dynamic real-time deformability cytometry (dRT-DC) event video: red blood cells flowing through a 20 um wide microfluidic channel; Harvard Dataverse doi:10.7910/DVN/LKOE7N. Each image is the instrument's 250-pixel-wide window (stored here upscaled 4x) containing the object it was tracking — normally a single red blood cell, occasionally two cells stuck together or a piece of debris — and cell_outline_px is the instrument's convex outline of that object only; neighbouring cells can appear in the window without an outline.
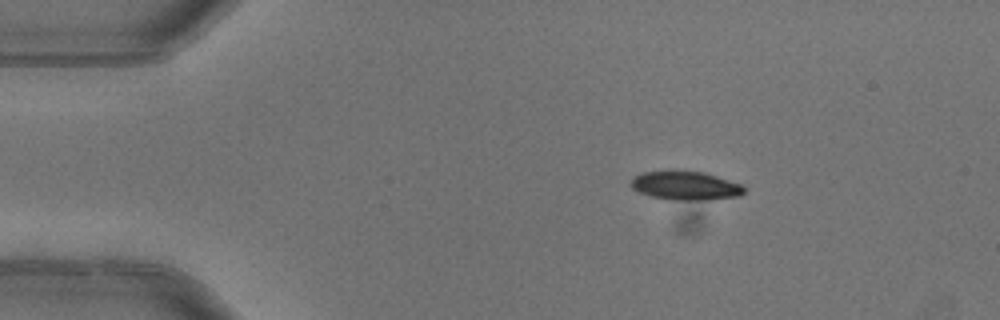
{"species": "common noctule bat (a hibernating species)", "species_latin": "Nyctalus noctula", "temperature_condition": "warm", "stored_images_in_passage": 2, "camera_frame_rate_fps": 3000, "um_per_image_px": 0.085, "animal": {"sex": "female"}, "frame": {"image": 1, "passage_image": 1, "time_ms": 0.0, "image_size_px": [1000, 320], "cell_outline_px": [[744, 192], [740, 196], [704, 200], [672, 200], [652, 196], [640, 192], [632, 188], [628, 184], [632, 176], [640, 172], [704, 172], [744, 184]], "centroid_in_image_um": [58.27, 15.79], "position_along_channel_um": 26.7, "area_um2": 18.9}}